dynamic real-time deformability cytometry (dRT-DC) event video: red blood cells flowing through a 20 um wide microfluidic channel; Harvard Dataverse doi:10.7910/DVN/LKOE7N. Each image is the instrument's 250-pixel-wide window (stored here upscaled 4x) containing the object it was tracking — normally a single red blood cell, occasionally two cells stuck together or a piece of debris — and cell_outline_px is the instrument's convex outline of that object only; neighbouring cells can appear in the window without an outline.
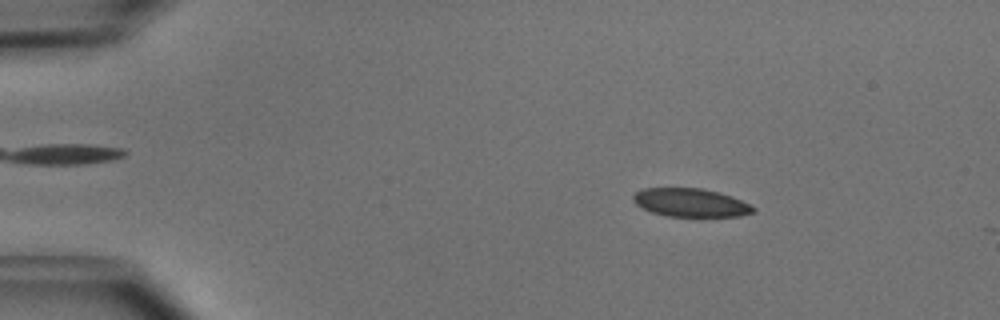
{"species": "common noctule bat (a hibernating species)", "species_latin": "Nyctalus noctula", "temperature_condition": "cold", "stored_images_in_passage": 50, "camera_frame_rate_fps": 3000, "um_per_image_px": 0.085, "animal": {"sex": "male", "body_mass_g": 15.6}, "frame": {"image": 1, "passage_image": 8, "time_ms": 2.333, "image_size_px": [1000, 320], "cell_outline_px": [[756, 212], [740, 216], [668, 216], [652, 212], [636, 204], [632, 200], [632, 196], [636, 192], [644, 188], [700, 188], [720, 192], [732, 196], [756, 208]], "centroid_in_image_um": [58.71, 17.22], "position_along_channel_um": 26.3, "area_um2": 19.77}}
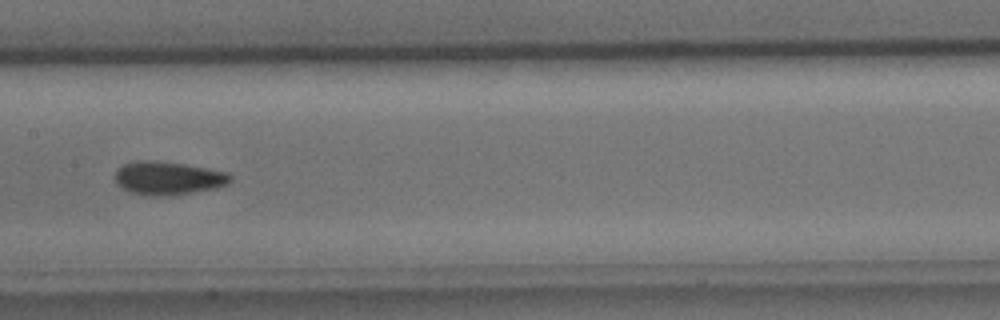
{"frame": {"image": 2, "passage_image": 26, "time_ms": 8.333, "image_size_px": [1000, 320], "cell_outline_px": [[232, 180], [228, 184], [216, 188], [168, 196], [148, 196], [132, 192], [116, 184], [116, 168], [124, 164], [136, 160], [152, 160], [184, 164], [228, 172], [232, 176]], "centroid_in_image_um": [14.29, 15.14], "position_along_channel_um": 193.1, "area_um2": 22.43}}
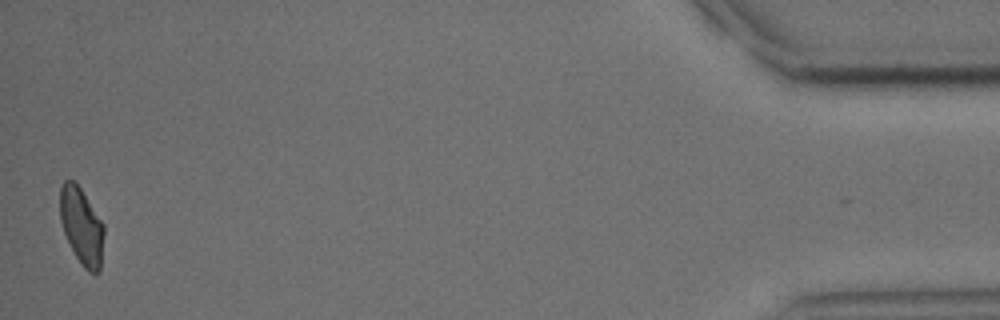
{"frame": {"image": 3, "passage_image": 50, "time_ms": 16.333, "image_size_px": [1000, 320], "cell_outline_px": [[104, 232], [100, 272], [88, 272], [84, 268], [76, 256], [64, 232], [60, 220], [60, 188], [64, 180], [72, 180], [80, 188], [104, 224]], "centroid_in_image_um": [6.94, 19.23], "position_along_channel_um": 428.3, "area_um2": 19.42}, "authors_computed_cell_mechanics": {"area_um2": 20.9236, "velocity_mm_per_s": 3.9822, "shape_relaxation_time_tau1_ms": 6.0659, "shape_relaxation_time_tau2_ms": 7.4342, "deformation_change_tau1": 0.1257, "deformation_change_tau2": 0.0913}}